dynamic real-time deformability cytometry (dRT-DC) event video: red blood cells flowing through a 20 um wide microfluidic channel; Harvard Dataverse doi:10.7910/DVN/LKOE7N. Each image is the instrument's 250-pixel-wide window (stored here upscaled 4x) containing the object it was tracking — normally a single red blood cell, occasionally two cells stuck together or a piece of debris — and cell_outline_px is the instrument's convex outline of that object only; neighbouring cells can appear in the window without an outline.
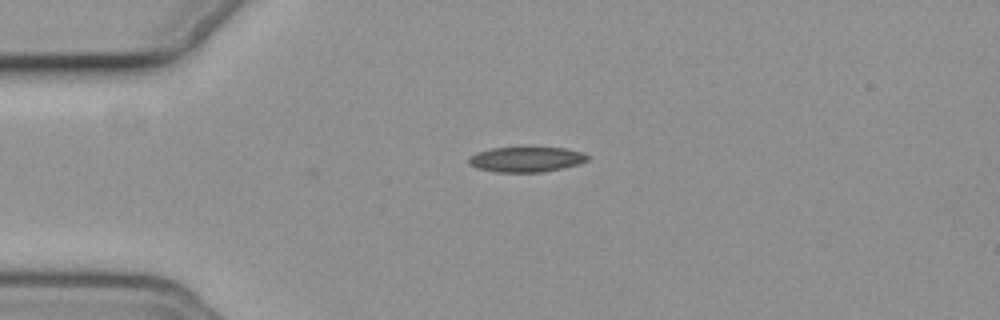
{"species": "common noctule bat (a hibernating species)", "species_latin": "Nyctalus noctula", "temperature_condition": "cold", "stored_images_in_passage": 34, "camera_frame_rate_fps": 3000, "um_per_image_px": 0.085, "animal": {"sex": "female", "body_mass_g": 19.3, "forearm_length_mm": 54.1}, "frame": {"image": 1, "passage_image": 1, "time_ms": 0.0, "image_size_px": [1000, 320], "cell_outline_px": [[592, 156], [588, 160], [580, 164], [564, 168], [544, 172], [496, 172], [476, 168], [468, 164], [468, 160], [476, 152], [492, 148], [528, 144], [564, 148], [580, 152]], "centroid_in_image_um": [44.76, 13.5], "position_along_channel_um": 40.2, "area_um2": 18.5}}
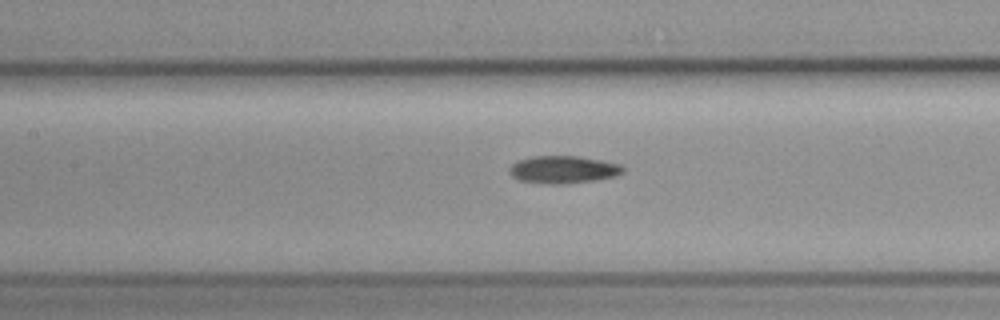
{"frame": {"image": 2, "passage_image": 13, "time_ms": 4.0, "image_size_px": [1000, 320], "cell_outline_px": [[624, 172], [616, 176], [596, 180], [564, 184], [544, 184], [516, 180], [508, 172], [508, 168], [516, 160], [532, 156], [580, 156], [620, 164], [624, 168]], "centroid_in_image_um": [47.83, 14.42], "position_along_channel_um": 159.6, "area_um2": 18.55}}
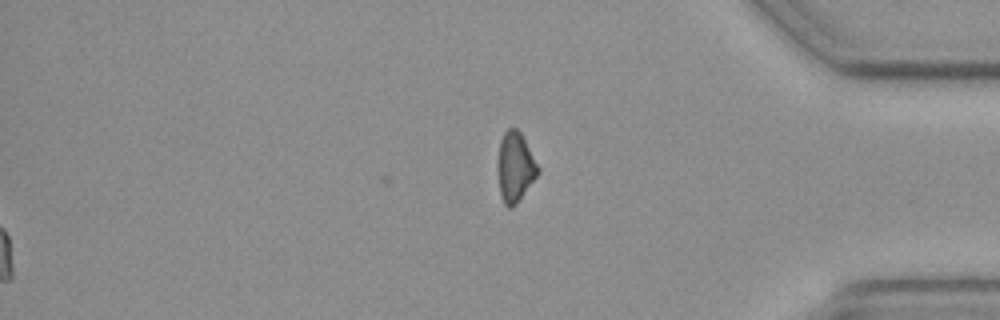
{"frame": {"image": 3, "passage_image": 34, "time_ms": 11.0, "image_size_px": [1000, 320], "cell_outline_px": [[540, 172], [516, 204], [512, 208], [508, 208], [504, 204], [500, 196], [496, 168], [496, 164], [500, 140], [504, 132], [508, 128], [516, 128], [520, 132], [540, 168]], "centroid_in_image_um": [43.75, 14.21], "position_along_channel_um": 391.4, "area_um2": 16.65}}